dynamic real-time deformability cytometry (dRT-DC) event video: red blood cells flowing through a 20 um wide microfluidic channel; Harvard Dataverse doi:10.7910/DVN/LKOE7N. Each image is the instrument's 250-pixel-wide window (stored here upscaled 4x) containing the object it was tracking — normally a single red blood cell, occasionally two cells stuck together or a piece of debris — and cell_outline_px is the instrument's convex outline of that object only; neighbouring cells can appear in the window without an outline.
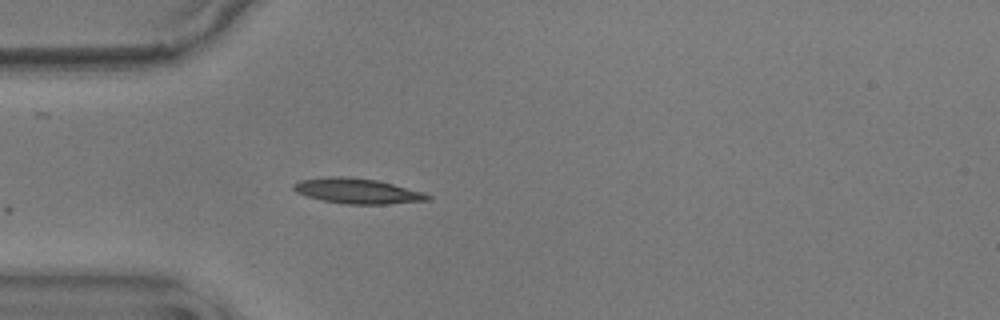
{"species": "common noctule bat (a hibernating species)", "species_latin": "Nyctalus noctula", "temperature_condition": "warm", "stored_images_in_passage": 6, "camera_frame_rate_fps": 3000, "um_per_image_px": 0.085, "animal": {"sex": "male", "body_mass_g": 17.9}, "frame": {"image": 1, "passage_image": 1, "time_ms": 0.0, "image_size_px": [1000, 320], "cell_outline_px": [[432, 200], [388, 204], [344, 204], [320, 200], [296, 192], [292, 188], [292, 184], [300, 180], [332, 176], [336, 176], [376, 180], [424, 192], [432, 196]], "centroid_in_image_um": [30.39, 16.25], "position_along_channel_um": 54.6, "area_um2": 19.65}}